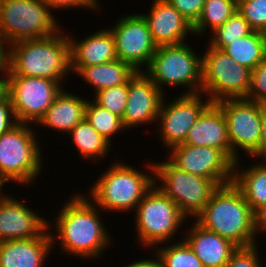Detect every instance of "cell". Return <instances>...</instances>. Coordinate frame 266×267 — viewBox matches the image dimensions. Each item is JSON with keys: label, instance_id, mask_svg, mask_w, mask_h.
Here are the masks:
<instances>
[{"label": "cell", "instance_id": "f1b7e54d", "mask_svg": "<svg viewBox=\"0 0 266 267\" xmlns=\"http://www.w3.org/2000/svg\"><path fill=\"white\" fill-rule=\"evenodd\" d=\"M85 119L111 144L115 134L118 135L126 130L121 117L101 107L93 99L92 101L87 99Z\"/></svg>", "mask_w": 266, "mask_h": 267}, {"label": "cell", "instance_id": "83f0119b", "mask_svg": "<svg viewBox=\"0 0 266 267\" xmlns=\"http://www.w3.org/2000/svg\"><path fill=\"white\" fill-rule=\"evenodd\" d=\"M237 11V0H205L199 19L193 25L194 34L203 37L215 31ZM211 29V30H210Z\"/></svg>", "mask_w": 266, "mask_h": 267}, {"label": "cell", "instance_id": "7bdbcfd3", "mask_svg": "<svg viewBox=\"0 0 266 267\" xmlns=\"http://www.w3.org/2000/svg\"><path fill=\"white\" fill-rule=\"evenodd\" d=\"M7 75L8 74H0V99H2L8 93V76Z\"/></svg>", "mask_w": 266, "mask_h": 267}, {"label": "cell", "instance_id": "836d02e7", "mask_svg": "<svg viewBox=\"0 0 266 267\" xmlns=\"http://www.w3.org/2000/svg\"><path fill=\"white\" fill-rule=\"evenodd\" d=\"M246 99L266 104V59L251 71L250 88Z\"/></svg>", "mask_w": 266, "mask_h": 267}, {"label": "cell", "instance_id": "4316f807", "mask_svg": "<svg viewBox=\"0 0 266 267\" xmlns=\"http://www.w3.org/2000/svg\"><path fill=\"white\" fill-rule=\"evenodd\" d=\"M223 51L236 63L251 71L266 59V45L262 32L252 31L227 45Z\"/></svg>", "mask_w": 266, "mask_h": 267}, {"label": "cell", "instance_id": "5b68a950", "mask_svg": "<svg viewBox=\"0 0 266 267\" xmlns=\"http://www.w3.org/2000/svg\"><path fill=\"white\" fill-rule=\"evenodd\" d=\"M31 126L18 122L0 136V185L3 188L5 183L11 181L18 183V186H33L31 184L35 183V179L44 169V150L39 147L42 145L36 135L38 133L34 132L36 130Z\"/></svg>", "mask_w": 266, "mask_h": 267}, {"label": "cell", "instance_id": "44dd1931", "mask_svg": "<svg viewBox=\"0 0 266 267\" xmlns=\"http://www.w3.org/2000/svg\"><path fill=\"white\" fill-rule=\"evenodd\" d=\"M48 228L36 238L0 242V267H44L53 250Z\"/></svg>", "mask_w": 266, "mask_h": 267}, {"label": "cell", "instance_id": "ba28073f", "mask_svg": "<svg viewBox=\"0 0 266 267\" xmlns=\"http://www.w3.org/2000/svg\"><path fill=\"white\" fill-rule=\"evenodd\" d=\"M52 9L42 0H0V34L9 44L59 33Z\"/></svg>", "mask_w": 266, "mask_h": 267}, {"label": "cell", "instance_id": "60d3db41", "mask_svg": "<svg viewBox=\"0 0 266 267\" xmlns=\"http://www.w3.org/2000/svg\"><path fill=\"white\" fill-rule=\"evenodd\" d=\"M151 252L154 255V257L152 258H146V259H140V260H136L133 263H129L127 265H125L124 267H163L162 265V261L160 259V257L158 256V254L156 253V251H152ZM155 258V259H154Z\"/></svg>", "mask_w": 266, "mask_h": 267}, {"label": "cell", "instance_id": "5bb4252c", "mask_svg": "<svg viewBox=\"0 0 266 267\" xmlns=\"http://www.w3.org/2000/svg\"><path fill=\"white\" fill-rule=\"evenodd\" d=\"M203 93L180 94L174 100L162 101L156 126L162 145L167 149L183 144L189 129L197 121L211 100ZM204 99V100H202ZM205 101V102H204Z\"/></svg>", "mask_w": 266, "mask_h": 267}, {"label": "cell", "instance_id": "d6a6232c", "mask_svg": "<svg viewBox=\"0 0 266 267\" xmlns=\"http://www.w3.org/2000/svg\"><path fill=\"white\" fill-rule=\"evenodd\" d=\"M237 10L253 31L262 32L266 28V0H237Z\"/></svg>", "mask_w": 266, "mask_h": 267}, {"label": "cell", "instance_id": "52a82bcc", "mask_svg": "<svg viewBox=\"0 0 266 267\" xmlns=\"http://www.w3.org/2000/svg\"><path fill=\"white\" fill-rule=\"evenodd\" d=\"M137 242L154 250L160 244L171 242L188 219L175 204L155 185L135 209Z\"/></svg>", "mask_w": 266, "mask_h": 267}, {"label": "cell", "instance_id": "277c9868", "mask_svg": "<svg viewBox=\"0 0 266 267\" xmlns=\"http://www.w3.org/2000/svg\"><path fill=\"white\" fill-rule=\"evenodd\" d=\"M10 44L8 75L64 80L71 73L70 42L62 32ZM70 74V75H69Z\"/></svg>", "mask_w": 266, "mask_h": 267}, {"label": "cell", "instance_id": "8d00e7d4", "mask_svg": "<svg viewBox=\"0 0 266 267\" xmlns=\"http://www.w3.org/2000/svg\"><path fill=\"white\" fill-rule=\"evenodd\" d=\"M52 11L64 9L85 8L91 11H99L101 7L98 6L93 0H42Z\"/></svg>", "mask_w": 266, "mask_h": 267}, {"label": "cell", "instance_id": "f6af8a7d", "mask_svg": "<svg viewBox=\"0 0 266 267\" xmlns=\"http://www.w3.org/2000/svg\"><path fill=\"white\" fill-rule=\"evenodd\" d=\"M98 6L101 7L99 0H93Z\"/></svg>", "mask_w": 266, "mask_h": 267}, {"label": "cell", "instance_id": "f35d334b", "mask_svg": "<svg viewBox=\"0 0 266 267\" xmlns=\"http://www.w3.org/2000/svg\"><path fill=\"white\" fill-rule=\"evenodd\" d=\"M262 132L261 140L257 149L250 155L253 159H260L261 162H266V104H262Z\"/></svg>", "mask_w": 266, "mask_h": 267}, {"label": "cell", "instance_id": "4fadbf2b", "mask_svg": "<svg viewBox=\"0 0 266 267\" xmlns=\"http://www.w3.org/2000/svg\"><path fill=\"white\" fill-rule=\"evenodd\" d=\"M109 29L114 37L117 59L129 64L137 72L145 71L157 45L144 16L140 12L122 14ZM143 67L144 70H141Z\"/></svg>", "mask_w": 266, "mask_h": 267}, {"label": "cell", "instance_id": "9c48e42d", "mask_svg": "<svg viewBox=\"0 0 266 267\" xmlns=\"http://www.w3.org/2000/svg\"><path fill=\"white\" fill-rule=\"evenodd\" d=\"M202 56L201 93L211 102L246 98L249 93L251 70L236 63L223 50L206 43Z\"/></svg>", "mask_w": 266, "mask_h": 267}, {"label": "cell", "instance_id": "b9f144b4", "mask_svg": "<svg viewBox=\"0 0 266 267\" xmlns=\"http://www.w3.org/2000/svg\"><path fill=\"white\" fill-rule=\"evenodd\" d=\"M254 216H255V231L257 235H259L261 232L266 233V204L258 208L254 212Z\"/></svg>", "mask_w": 266, "mask_h": 267}, {"label": "cell", "instance_id": "ac0fdd59", "mask_svg": "<svg viewBox=\"0 0 266 267\" xmlns=\"http://www.w3.org/2000/svg\"><path fill=\"white\" fill-rule=\"evenodd\" d=\"M149 13H142L157 46L185 43L194 35L193 25L167 0H153ZM192 33V34H191Z\"/></svg>", "mask_w": 266, "mask_h": 267}, {"label": "cell", "instance_id": "e0dca14e", "mask_svg": "<svg viewBox=\"0 0 266 267\" xmlns=\"http://www.w3.org/2000/svg\"><path fill=\"white\" fill-rule=\"evenodd\" d=\"M0 192V242L39 237L47 228L48 220L36 210ZM37 213V214H36Z\"/></svg>", "mask_w": 266, "mask_h": 267}, {"label": "cell", "instance_id": "603a6c76", "mask_svg": "<svg viewBox=\"0 0 266 267\" xmlns=\"http://www.w3.org/2000/svg\"><path fill=\"white\" fill-rule=\"evenodd\" d=\"M75 94L63 88L36 124L37 127H48L50 130L68 134L85 118L87 99Z\"/></svg>", "mask_w": 266, "mask_h": 267}, {"label": "cell", "instance_id": "6da1fadb", "mask_svg": "<svg viewBox=\"0 0 266 267\" xmlns=\"http://www.w3.org/2000/svg\"><path fill=\"white\" fill-rule=\"evenodd\" d=\"M65 201L54 217L55 224L54 220L48 222V229L53 226L56 230V234H50L52 247L58 243L64 254L67 252L68 256L88 258L89 261V258H100L113 243L101 218V209L82 192L70 195Z\"/></svg>", "mask_w": 266, "mask_h": 267}, {"label": "cell", "instance_id": "e575fe53", "mask_svg": "<svg viewBox=\"0 0 266 267\" xmlns=\"http://www.w3.org/2000/svg\"><path fill=\"white\" fill-rule=\"evenodd\" d=\"M258 244L248 247H238L230 256L225 267H262Z\"/></svg>", "mask_w": 266, "mask_h": 267}, {"label": "cell", "instance_id": "2e32d148", "mask_svg": "<svg viewBox=\"0 0 266 267\" xmlns=\"http://www.w3.org/2000/svg\"><path fill=\"white\" fill-rule=\"evenodd\" d=\"M165 96L144 72H136L128 81V100L122 117L124 128L134 130L135 126L157 123Z\"/></svg>", "mask_w": 266, "mask_h": 267}, {"label": "cell", "instance_id": "30bf717a", "mask_svg": "<svg viewBox=\"0 0 266 267\" xmlns=\"http://www.w3.org/2000/svg\"><path fill=\"white\" fill-rule=\"evenodd\" d=\"M153 165L155 186L170 197L187 218H196L219 187L209 178L178 169L168 159Z\"/></svg>", "mask_w": 266, "mask_h": 267}, {"label": "cell", "instance_id": "f546056e", "mask_svg": "<svg viewBox=\"0 0 266 267\" xmlns=\"http://www.w3.org/2000/svg\"><path fill=\"white\" fill-rule=\"evenodd\" d=\"M167 244L169 245L154 248L163 267H203L200 259L183 238L172 244L167 242Z\"/></svg>", "mask_w": 266, "mask_h": 267}, {"label": "cell", "instance_id": "74e56055", "mask_svg": "<svg viewBox=\"0 0 266 267\" xmlns=\"http://www.w3.org/2000/svg\"><path fill=\"white\" fill-rule=\"evenodd\" d=\"M17 123L11 99L7 93L2 99H0V136L13 128Z\"/></svg>", "mask_w": 266, "mask_h": 267}, {"label": "cell", "instance_id": "7c38bea8", "mask_svg": "<svg viewBox=\"0 0 266 267\" xmlns=\"http://www.w3.org/2000/svg\"><path fill=\"white\" fill-rule=\"evenodd\" d=\"M216 104L227 123V135L233 151V163L241 160L238 150L251 155L258 147L262 132V104L246 98L226 99Z\"/></svg>", "mask_w": 266, "mask_h": 267}, {"label": "cell", "instance_id": "4dcf8cb0", "mask_svg": "<svg viewBox=\"0 0 266 267\" xmlns=\"http://www.w3.org/2000/svg\"><path fill=\"white\" fill-rule=\"evenodd\" d=\"M251 29L247 20L237 10L223 25L209 33L208 44L218 50H223L227 45L238 38L250 34Z\"/></svg>", "mask_w": 266, "mask_h": 267}, {"label": "cell", "instance_id": "8992f818", "mask_svg": "<svg viewBox=\"0 0 266 267\" xmlns=\"http://www.w3.org/2000/svg\"><path fill=\"white\" fill-rule=\"evenodd\" d=\"M187 43L157 46L146 72L143 71L163 93L166 86L185 87L181 94L201 93L202 56Z\"/></svg>", "mask_w": 266, "mask_h": 267}, {"label": "cell", "instance_id": "9a60e30c", "mask_svg": "<svg viewBox=\"0 0 266 267\" xmlns=\"http://www.w3.org/2000/svg\"><path fill=\"white\" fill-rule=\"evenodd\" d=\"M178 169L213 180L218 186L233 182L234 163L219 149L179 144L169 150Z\"/></svg>", "mask_w": 266, "mask_h": 267}, {"label": "cell", "instance_id": "484cf974", "mask_svg": "<svg viewBox=\"0 0 266 267\" xmlns=\"http://www.w3.org/2000/svg\"><path fill=\"white\" fill-rule=\"evenodd\" d=\"M75 149L79 152L82 160H94L97 163L98 159H105L110 153L111 143L100 135L91 124L84 118L80 121L69 133Z\"/></svg>", "mask_w": 266, "mask_h": 267}, {"label": "cell", "instance_id": "7402d4cb", "mask_svg": "<svg viewBox=\"0 0 266 267\" xmlns=\"http://www.w3.org/2000/svg\"><path fill=\"white\" fill-rule=\"evenodd\" d=\"M183 239L188 243L203 267H225L232 253L238 248L230 240L209 231L192 221Z\"/></svg>", "mask_w": 266, "mask_h": 267}, {"label": "cell", "instance_id": "1f68e13d", "mask_svg": "<svg viewBox=\"0 0 266 267\" xmlns=\"http://www.w3.org/2000/svg\"><path fill=\"white\" fill-rule=\"evenodd\" d=\"M94 94L92 98L97 104L111 113L123 117L128 100V82L123 85L101 89Z\"/></svg>", "mask_w": 266, "mask_h": 267}, {"label": "cell", "instance_id": "d590c367", "mask_svg": "<svg viewBox=\"0 0 266 267\" xmlns=\"http://www.w3.org/2000/svg\"><path fill=\"white\" fill-rule=\"evenodd\" d=\"M175 7L192 25L200 17L205 0H167Z\"/></svg>", "mask_w": 266, "mask_h": 267}, {"label": "cell", "instance_id": "ffe728a7", "mask_svg": "<svg viewBox=\"0 0 266 267\" xmlns=\"http://www.w3.org/2000/svg\"><path fill=\"white\" fill-rule=\"evenodd\" d=\"M70 42L71 72L76 74L82 67L104 64L117 59L116 46L110 29H100L85 36L81 41L67 34Z\"/></svg>", "mask_w": 266, "mask_h": 267}, {"label": "cell", "instance_id": "ee69618b", "mask_svg": "<svg viewBox=\"0 0 266 267\" xmlns=\"http://www.w3.org/2000/svg\"><path fill=\"white\" fill-rule=\"evenodd\" d=\"M263 39L265 40L266 45V28L262 31Z\"/></svg>", "mask_w": 266, "mask_h": 267}, {"label": "cell", "instance_id": "8fae6325", "mask_svg": "<svg viewBox=\"0 0 266 267\" xmlns=\"http://www.w3.org/2000/svg\"><path fill=\"white\" fill-rule=\"evenodd\" d=\"M7 76L8 94L17 122L34 125L52 105L65 82L35 76Z\"/></svg>", "mask_w": 266, "mask_h": 267}, {"label": "cell", "instance_id": "d4e9b609", "mask_svg": "<svg viewBox=\"0 0 266 267\" xmlns=\"http://www.w3.org/2000/svg\"><path fill=\"white\" fill-rule=\"evenodd\" d=\"M129 64L116 59L108 63L82 67L77 73L89 87L97 93L99 90L126 84L135 74Z\"/></svg>", "mask_w": 266, "mask_h": 267}, {"label": "cell", "instance_id": "3957f363", "mask_svg": "<svg viewBox=\"0 0 266 267\" xmlns=\"http://www.w3.org/2000/svg\"><path fill=\"white\" fill-rule=\"evenodd\" d=\"M115 161L91 184L86 196L105 212H134L155 185L153 162L146 163V174L124 161Z\"/></svg>", "mask_w": 266, "mask_h": 267}, {"label": "cell", "instance_id": "d6986e66", "mask_svg": "<svg viewBox=\"0 0 266 267\" xmlns=\"http://www.w3.org/2000/svg\"><path fill=\"white\" fill-rule=\"evenodd\" d=\"M183 144L217 148L233 162V151L228 140L226 119L221 108L215 102H211L203 110L189 129Z\"/></svg>", "mask_w": 266, "mask_h": 267}, {"label": "cell", "instance_id": "7a4b0ae2", "mask_svg": "<svg viewBox=\"0 0 266 267\" xmlns=\"http://www.w3.org/2000/svg\"><path fill=\"white\" fill-rule=\"evenodd\" d=\"M194 220L237 247L258 244L254 211L233 182L219 186Z\"/></svg>", "mask_w": 266, "mask_h": 267}, {"label": "cell", "instance_id": "bcb514c9", "mask_svg": "<svg viewBox=\"0 0 266 267\" xmlns=\"http://www.w3.org/2000/svg\"><path fill=\"white\" fill-rule=\"evenodd\" d=\"M4 188L0 185V192L3 190Z\"/></svg>", "mask_w": 266, "mask_h": 267}, {"label": "cell", "instance_id": "ab89813d", "mask_svg": "<svg viewBox=\"0 0 266 267\" xmlns=\"http://www.w3.org/2000/svg\"><path fill=\"white\" fill-rule=\"evenodd\" d=\"M10 44L0 34V74H8L9 71Z\"/></svg>", "mask_w": 266, "mask_h": 267}, {"label": "cell", "instance_id": "cb8c5ba5", "mask_svg": "<svg viewBox=\"0 0 266 267\" xmlns=\"http://www.w3.org/2000/svg\"><path fill=\"white\" fill-rule=\"evenodd\" d=\"M240 161L234 163L233 183L241 190L249 207L255 212L266 204V162L253 163L241 169ZM242 170V171H241Z\"/></svg>", "mask_w": 266, "mask_h": 267}]
</instances>
